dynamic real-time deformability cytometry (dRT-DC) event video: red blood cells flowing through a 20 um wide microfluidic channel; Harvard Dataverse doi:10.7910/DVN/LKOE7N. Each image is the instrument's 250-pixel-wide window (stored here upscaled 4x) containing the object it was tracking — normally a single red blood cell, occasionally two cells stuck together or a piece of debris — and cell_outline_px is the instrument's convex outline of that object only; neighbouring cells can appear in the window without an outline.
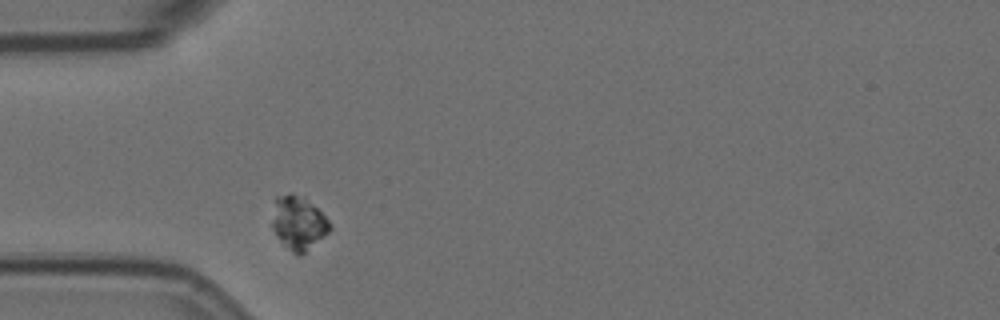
{"species": "Egyptian fruit bat (a non-hibernating species)", "species_latin": "Rousettus aegyptiacus", "temperature_condition": "room temperature", "stored_images_in_passage": 2, "camera_frame_rate_fps": 3000, "um_per_image_px": 0.085, "animal": {"sex": "female"}, "frame": {"image": 1, "passage_image": 1, "time_ms": 0.0, "image_size_px": [1000, 320], "cell_outline_px": [[332, 228], [328, 232], [300, 256], [296, 256], [280, 240], [272, 228], [272, 220], [276, 196], [288, 192], [292, 192], [316, 208], [332, 224]], "centroid_in_image_um": [25.34, 18.96], "position_along_channel_um": 59.7, "area_um2": 17.57}}